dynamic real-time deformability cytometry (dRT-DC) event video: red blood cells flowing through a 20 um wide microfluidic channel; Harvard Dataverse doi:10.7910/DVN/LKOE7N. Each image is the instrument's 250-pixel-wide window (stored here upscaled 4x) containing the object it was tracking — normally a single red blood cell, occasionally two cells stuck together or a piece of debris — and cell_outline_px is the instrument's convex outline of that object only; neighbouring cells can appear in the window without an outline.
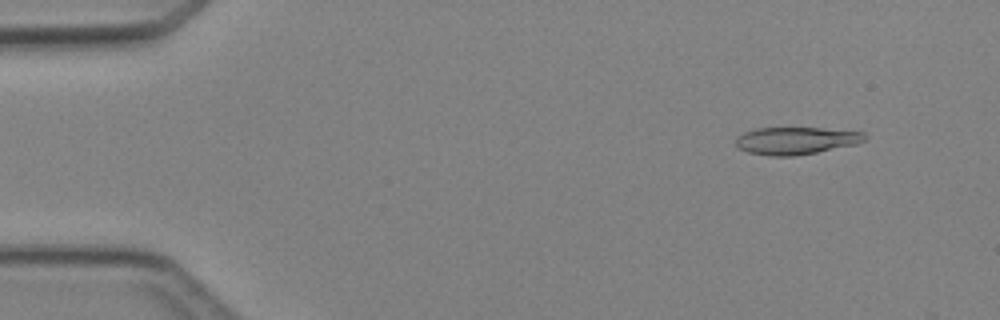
{"species": "Egyptian fruit bat (a non-hibernating species)", "species_latin": "Rousettus aegyptiacus", "temperature_condition": "cold", "stored_images_in_passage": 5, "camera_frame_rate_fps": 3000, "um_per_image_px": 0.085, "animal": {"sex": "female"}, "frame": {"image": 1, "passage_image": 2, "time_ms": 1.333, "image_size_px": [1000, 320], "cell_outline_px": [[868, 136], [864, 140], [856, 144], [816, 152], [792, 156], [772, 156], [748, 152], [736, 148], [736, 136], [744, 132], [756, 128], [820, 128], [864, 132]], "centroid_in_image_um": [67.63, 11.95], "position_along_channel_um": 17.4, "area_um2": 20.52}}
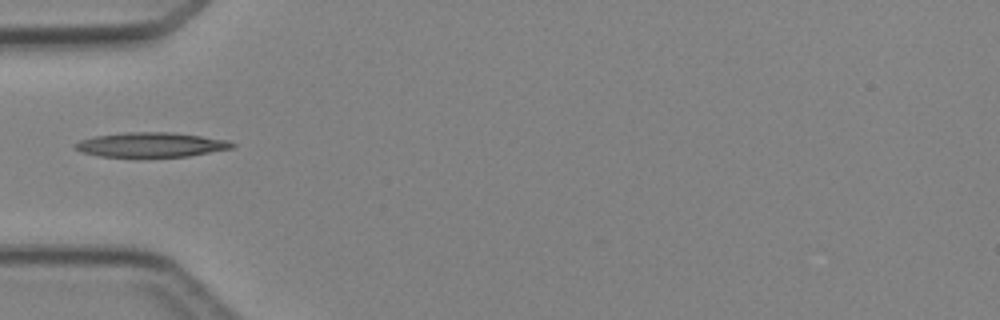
{"frame": {"image": 2, "passage_image": 5, "time_ms": 5.0, "image_size_px": [1000, 320], "cell_outline_px": [[236, 144], [232, 148], [188, 156], [100, 156], [80, 152], [72, 148], [72, 144], [80, 140], [92, 136], [124, 132], [172, 132], [228, 140]], "centroid_in_image_um": [12.76, 12.29], "position_along_channel_um": 72.2, "area_um2": 22.48}}